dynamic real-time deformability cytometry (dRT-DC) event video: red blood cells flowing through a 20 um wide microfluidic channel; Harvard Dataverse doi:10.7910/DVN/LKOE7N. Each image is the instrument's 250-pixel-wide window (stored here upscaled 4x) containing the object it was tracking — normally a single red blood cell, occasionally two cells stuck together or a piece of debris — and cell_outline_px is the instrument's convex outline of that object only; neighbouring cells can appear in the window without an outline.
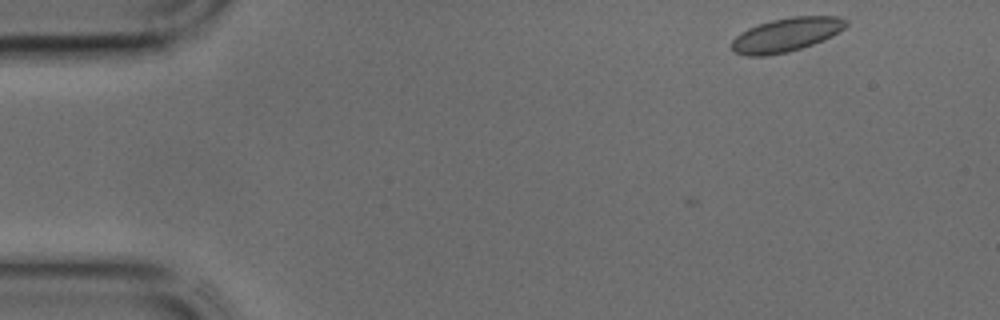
{"species": "common noctule bat (a hibernating species)", "species_latin": "Nyctalus noctula", "temperature_condition": "cold", "stored_images_in_passage": 2, "camera_frame_rate_fps": 3000, "um_per_image_px": 0.085, "animal": {"sex": "male", "body_mass_g": 17.9, "forearm_length_mm": 54.2}, "frame": {"image": 1, "passage_image": 2, "time_ms": 0.333, "image_size_px": [1000, 320], "cell_outline_px": [[848, 24], [844, 28], [832, 36], [812, 44], [788, 52], [764, 56], [748, 56], [732, 52], [732, 40], [740, 32], [748, 28], [772, 20], [792, 16], [840, 16], [848, 20]], "centroid_in_image_um": [66.83, 2.95], "position_along_channel_um": 18.2, "area_um2": 22.54}}